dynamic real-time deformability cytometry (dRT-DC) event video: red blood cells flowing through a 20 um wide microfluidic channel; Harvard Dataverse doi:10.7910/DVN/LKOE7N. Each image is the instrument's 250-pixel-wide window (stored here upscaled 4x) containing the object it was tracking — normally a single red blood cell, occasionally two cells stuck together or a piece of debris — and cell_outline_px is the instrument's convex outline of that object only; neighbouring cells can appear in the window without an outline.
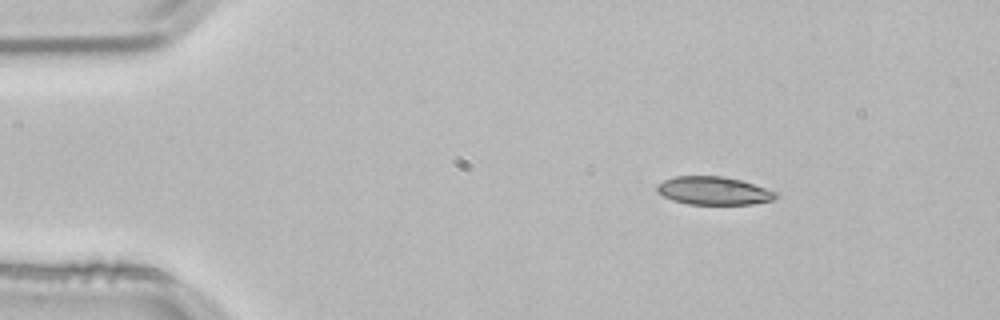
{"species": "common noctule bat (a hibernating species)", "species_latin": "Nyctalus noctula", "temperature_condition": "room temperature", "stored_images_in_passage": 46, "camera_frame_rate_fps": 3000, "um_per_image_px": 0.085, "animal": {"sex": "male", "body_mass_g": 21.5, "forearm_length_mm": 52.0}, "frame": {"image": 1, "passage_image": 1, "time_ms": 0.0, "image_size_px": [1000, 320], "cell_outline_px": [[780, 196], [772, 200], [752, 204], [688, 204], [672, 200], [656, 192], [656, 184], [664, 180], [676, 176], [724, 176], [740, 180], [780, 192]], "centroid_in_image_um": [60.68, 16.21], "position_along_channel_um": 24.3, "area_um2": 19.65}}
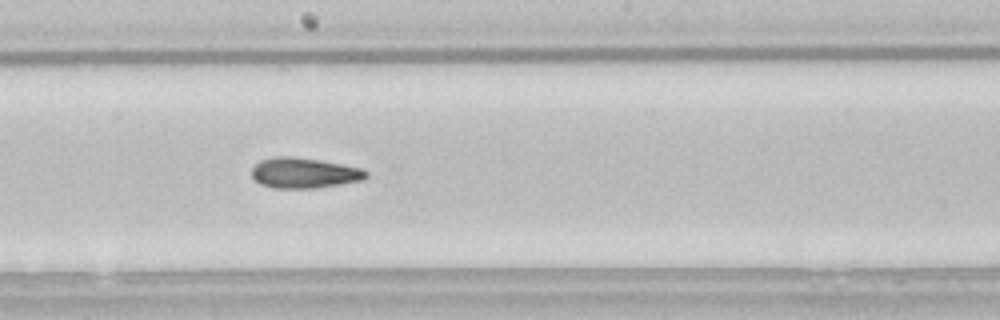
{"frame": {"image": 2, "passage_image": 22, "time_ms": 7.0, "image_size_px": [1000, 320], "cell_outline_px": [[368, 176], [360, 180], [340, 184], [312, 188], [272, 188], [260, 184], [252, 176], [252, 168], [260, 160], [272, 156], [292, 156], [364, 168], [368, 172]], "centroid_in_image_um": [25.82, 14.69], "position_along_channel_um": 222.4, "area_um2": 20.17}}
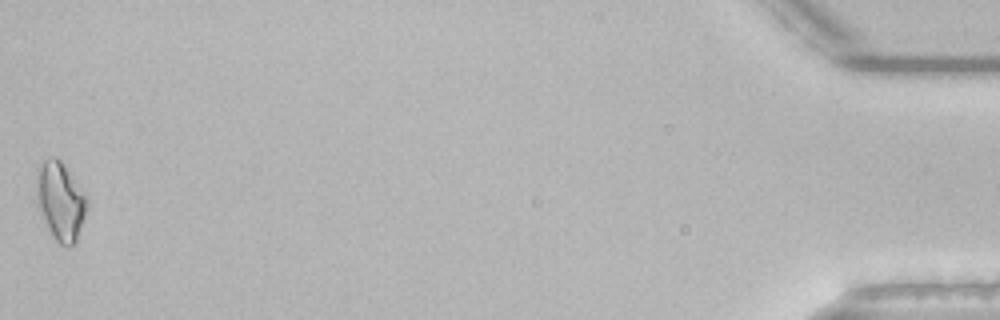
{"frame": {"image": 3, "passage_image": 46, "time_ms": 15.0, "image_size_px": [1000, 320], "cell_outline_px": [[88, 208], [76, 240], [72, 244], [60, 244], [56, 240], [48, 228], [36, 204], [36, 168], [44, 160], [52, 156], [56, 156], [60, 160], [88, 196]], "centroid_in_image_um": [5.13, 17.03], "position_along_channel_um": 430.1, "area_um2": 23.12}, "authors_computed_cell_mechanics": {"area_um2": 19.941, "velocity_mm_per_s": 3.8435, "shape_relaxation_time_tau1_ms": null, "shape_relaxation_time_tau2_ms": 2.098, "deformation_change_tau1": null, "deformation_change_tau2": 0.0922}}